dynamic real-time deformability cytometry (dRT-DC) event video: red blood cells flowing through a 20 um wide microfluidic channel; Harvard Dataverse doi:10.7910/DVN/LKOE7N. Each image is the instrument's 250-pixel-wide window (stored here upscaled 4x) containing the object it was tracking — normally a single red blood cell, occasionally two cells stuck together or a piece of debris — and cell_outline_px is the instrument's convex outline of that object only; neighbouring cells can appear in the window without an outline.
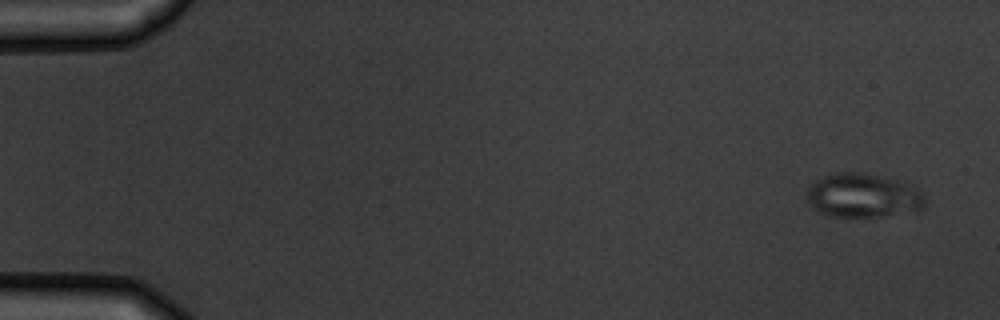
{"species": "common noctule bat (a hibernating species)", "species_latin": "Nyctalus noctula", "temperature_condition": "warm", "stored_images_in_passage": 5, "camera_frame_rate_fps": 3000, "um_per_image_px": 0.085, "animal": {"sex": "male", "body_mass_g": 19.5, "forearm_length_mm": 54.6}, "frame": {"image": 1, "passage_image": 1, "time_ms": 0.0, "image_size_px": [1000, 320], "cell_outline_px": [[924, 208], [916, 212], [880, 216], [828, 216], [812, 208], [808, 204], [808, 188], [816, 180], [824, 176], [836, 172], [860, 172], [896, 180], [912, 184], [924, 196]], "centroid_in_image_um": [73.37, 16.63], "position_along_channel_um": 11.6, "area_um2": 30.29}}